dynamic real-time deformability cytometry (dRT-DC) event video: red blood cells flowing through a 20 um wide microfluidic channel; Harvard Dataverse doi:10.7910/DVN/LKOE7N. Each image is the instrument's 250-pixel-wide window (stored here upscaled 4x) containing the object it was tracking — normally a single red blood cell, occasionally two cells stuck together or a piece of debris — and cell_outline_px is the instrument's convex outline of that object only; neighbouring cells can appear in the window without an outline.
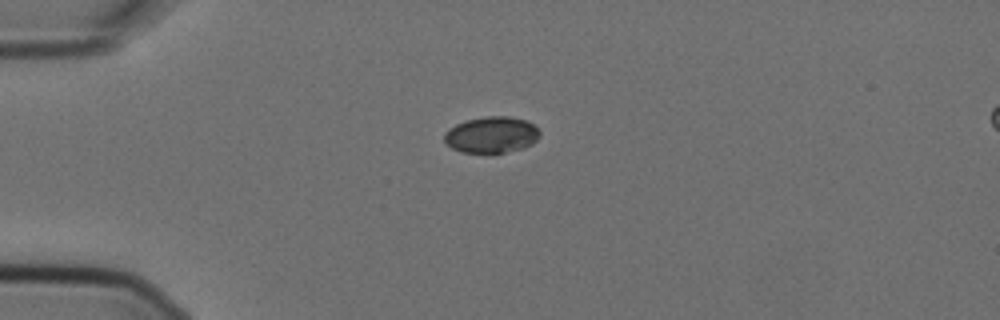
{"species": "Egyptian fruit bat (a non-hibernating species)", "species_latin": "Rousettus aegyptiacus", "temperature_condition": "cold", "stored_images_in_passage": 8, "camera_frame_rate_fps": 3000, "um_per_image_px": 0.085, "animal": {"sex": "female"}, "frame": {"image": 1, "passage_image": 1, "time_ms": 0.0, "image_size_px": [1000, 320], "cell_outline_px": [[540, 136], [532, 144], [524, 148], [504, 152], [464, 152], [452, 148], [444, 140], [444, 132], [448, 128], [456, 124], [468, 120], [484, 116], [508, 116], [524, 120], [532, 124], [540, 132]], "centroid_in_image_um": [41.77, 11.45], "position_along_channel_um": 43.2, "area_um2": 20.0}}
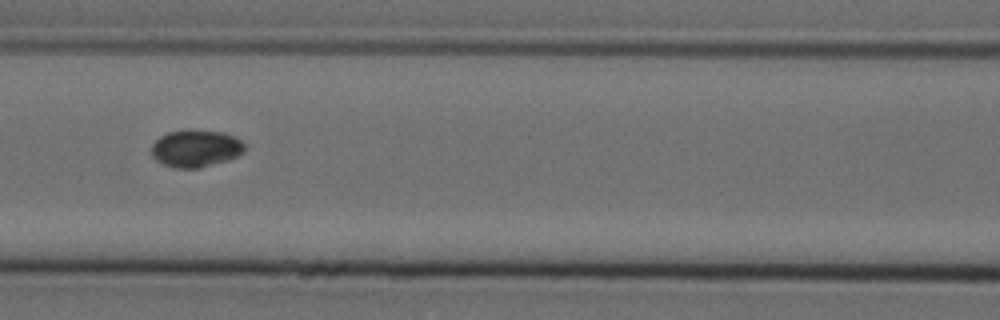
{"frame": {"image": 2, "passage_image": 4, "time_ms": 1.0, "image_size_px": [1000, 320], "cell_outline_px": [[244, 152], [228, 160], [196, 168], [176, 168], [164, 164], [156, 160], [152, 156], [152, 144], [160, 136], [168, 132], [224, 132], [236, 136], [244, 144]], "centroid_in_image_um": [16.65, 12.64], "position_along_channel_um": 150.0, "area_um2": 19.59}}
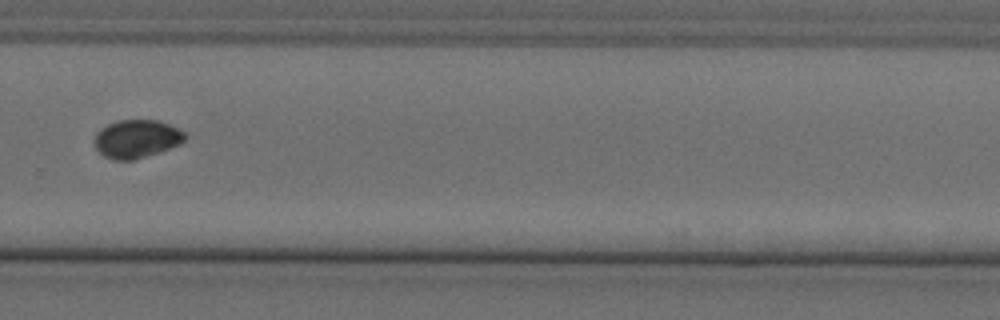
{"frame": {"image": 3, "passage_image": 8, "time_ms": 2.333, "image_size_px": [1000, 320], "cell_outline_px": [[188, 136], [180, 144], [160, 152], [136, 160], [112, 160], [104, 156], [96, 148], [92, 140], [96, 132], [100, 128], [108, 124], [120, 120], [160, 120], [184, 132]], "centroid_in_image_um": [11.59, 11.81], "position_along_channel_um": 318.2, "area_um2": 20.4}}